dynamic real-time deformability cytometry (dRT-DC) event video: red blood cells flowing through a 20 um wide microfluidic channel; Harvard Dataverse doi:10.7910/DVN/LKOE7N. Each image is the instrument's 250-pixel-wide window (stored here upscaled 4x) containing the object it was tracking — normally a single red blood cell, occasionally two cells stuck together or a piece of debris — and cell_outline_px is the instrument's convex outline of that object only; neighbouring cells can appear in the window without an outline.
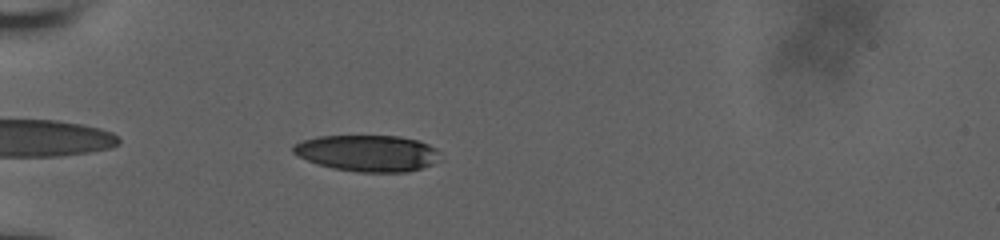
{"species": "human", "species_latin": "Homo sapiens", "temperature_condition": "room temperature", "stored_images_in_passage": 40, "camera_frame_rate_fps": 3000, "um_per_image_px": 0.085, "donor": {"sex": "male"}, "frame": {"image": 1, "passage_image": 2, "time_ms": 0.333, "image_size_px": [1000, 240], "cell_outline_px": [[440, 152], [432, 164], [408, 172], [356, 172], [332, 168], [316, 164], [292, 152], [292, 144], [304, 140], [320, 136], [400, 136], [416, 140], [428, 144], [436, 148]], "centroid_in_image_um": [31.21, 13.02], "position_along_channel_um": 53.8, "area_um2": 31.04}}
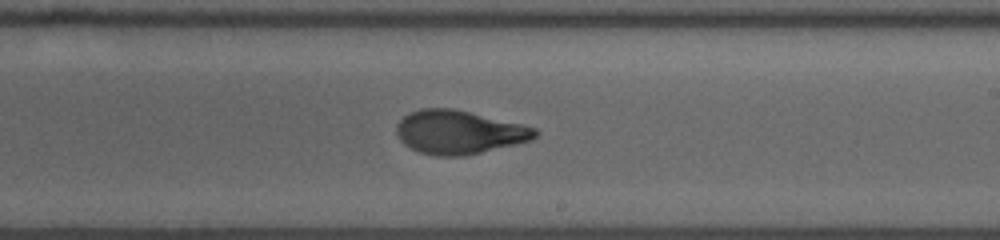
{"frame": {"image": 2, "passage_image": 19, "time_ms": 6.0, "image_size_px": [1000, 240], "cell_outline_px": [[540, 132], [532, 140], [516, 144], [464, 156], [436, 156], [420, 152], [404, 144], [400, 140], [396, 132], [396, 124], [408, 112], [420, 108], [452, 108], [520, 124], [536, 128]], "centroid_in_image_um": [38.99, 11.23], "position_along_channel_um": 250.0, "area_um2": 35.08}}
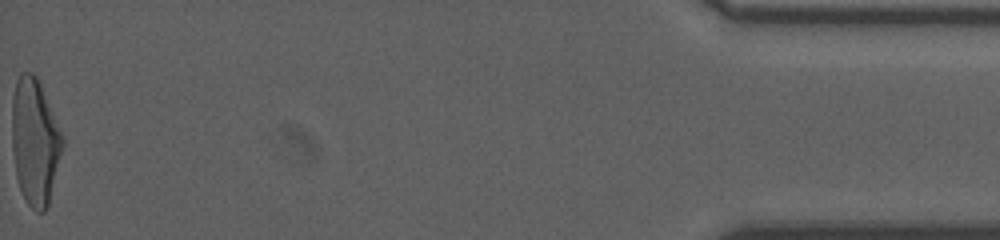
{"frame": {"image": 3, "passage_image": 40, "time_ms": 13.0, "image_size_px": [1000, 240], "cell_outline_px": [[64, 144], [48, 204], [44, 212], [36, 212], [24, 200], [16, 176], [12, 148], [12, 100], [16, 80], [20, 72], [32, 72], [36, 76], [40, 84], [64, 140]], "centroid_in_image_um": [2.94, 12.05], "position_along_channel_um": 432.3, "area_um2": 36.88}, "authors_computed_cell_mechanics": {"area_um2": 35.4025, "velocity_mm_per_s": 3.8542, "shape_relaxation_time_tau1_ms": 5.4637, "shape_relaxation_time_tau2_ms": 1.1249, "deformation_change_tau1": 0.2159, "deformation_change_tau2": 0.0811}}